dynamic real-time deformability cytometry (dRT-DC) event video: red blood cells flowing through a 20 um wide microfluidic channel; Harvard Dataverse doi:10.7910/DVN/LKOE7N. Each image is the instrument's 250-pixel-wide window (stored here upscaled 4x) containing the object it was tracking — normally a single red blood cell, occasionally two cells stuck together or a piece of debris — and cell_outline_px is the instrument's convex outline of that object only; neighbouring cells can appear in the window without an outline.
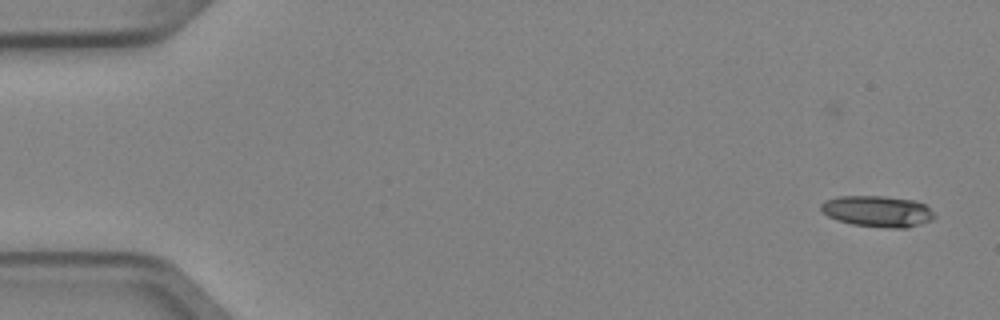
{"species": "Egyptian fruit bat (a non-hibernating species)", "species_latin": "Rousettus aegyptiacus", "temperature_condition": "cold", "stored_images_in_passage": 2, "segment_of_instrument_passage": [2, 2], "camera_frame_rate_fps": 3000, "um_per_image_px": 0.085, "animal": {"sex": "female"}, "frame": {"image": 1, "passage_image": 2, "time_ms": 0.333, "image_size_px": [1000, 320], "cell_outline_px": [[936, 216], [932, 220], [908, 228], [888, 228], [852, 224], [836, 220], [828, 216], [820, 208], [820, 204], [824, 200], [836, 196], [884, 196], [916, 200], [924, 204]], "centroid_in_image_um": [74.58, 17.95], "position_along_channel_um": 10.4, "area_um2": 20.75}}